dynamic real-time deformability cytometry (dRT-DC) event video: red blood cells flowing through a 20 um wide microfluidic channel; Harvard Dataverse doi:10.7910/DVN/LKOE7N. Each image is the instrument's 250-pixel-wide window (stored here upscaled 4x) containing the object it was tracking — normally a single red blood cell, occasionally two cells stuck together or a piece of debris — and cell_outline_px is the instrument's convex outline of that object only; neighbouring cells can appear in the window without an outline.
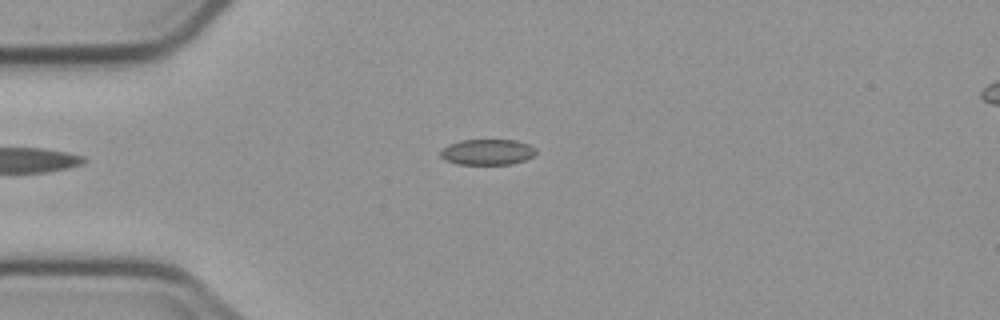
{"species": "common noctule bat (a hibernating species)", "species_latin": "Nyctalus noctula", "temperature_condition": "cold", "stored_images_in_passage": 4, "camera_frame_rate_fps": 3000, "um_per_image_px": 0.085, "animal": {"sex": "male", "body_mass_g": 23.1, "forearm_length_mm": 52.7}, "frame": {"image": 1, "passage_image": 4, "time_ms": 5.333, "image_size_px": [1000, 320], "cell_outline_px": [[536, 152], [532, 156], [524, 160], [512, 164], [456, 164], [444, 160], [440, 156], [440, 152], [448, 144], [460, 140], [516, 140], [528, 144], [536, 148]], "centroid_in_image_um": [41.4, 12.92], "position_along_channel_um": 43.6, "area_um2": 14.33}}